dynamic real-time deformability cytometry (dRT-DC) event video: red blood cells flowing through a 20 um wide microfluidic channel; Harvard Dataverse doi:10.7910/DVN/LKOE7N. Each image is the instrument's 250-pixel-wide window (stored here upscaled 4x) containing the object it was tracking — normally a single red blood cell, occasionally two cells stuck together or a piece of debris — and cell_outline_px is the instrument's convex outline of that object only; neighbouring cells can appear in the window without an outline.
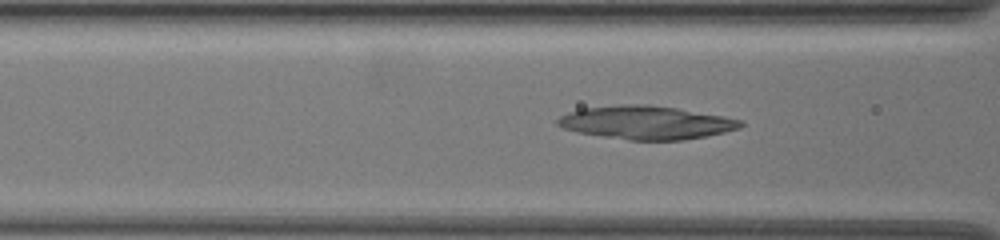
{"species": "common noctule bat (a hibernating species)", "species_latin": "Nyctalus noctula", "temperature_condition": "warm", "stored_images_in_passage": 38, "camera_frame_rate_fps": 3000, "um_per_image_px": 0.085, "animal": {"sex": "female", "body_mass_g": 19.5, "forearm_length_mm": 54.1}, "frame": {"image": 1, "passage_image": 7, "time_ms": 2.0, "image_size_px": [1000, 240], "cell_outline_px": [[744, 124], [740, 128], [724, 132], [684, 140], [628, 140], [576, 132], [564, 128], [556, 124], [556, 120], [560, 116], [568, 112], [584, 108], [620, 104], [648, 104], [676, 108], [724, 116], [744, 120]], "centroid_in_image_um": [54.93, 10.41], "position_along_channel_um": 111.7, "area_um2": 35.6}}
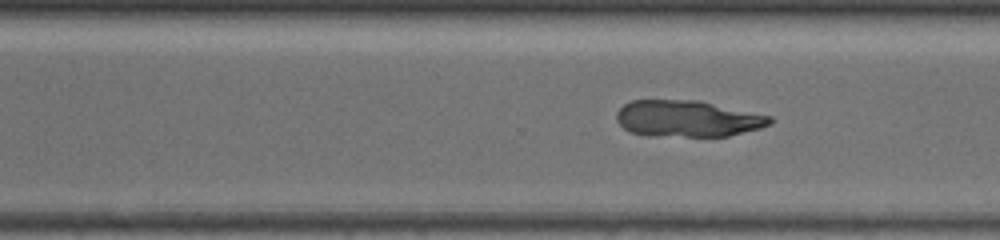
{"frame": {"image": 2, "passage_image": 23, "time_ms": 7.333, "image_size_px": [1000, 240], "cell_outline_px": [[772, 124], [760, 128], [728, 136], [648, 136], [628, 132], [616, 120], [616, 112], [624, 104], [632, 100], [700, 100], [772, 116]], "centroid_in_image_um": [58.43, 10.08], "position_along_channel_um": 312.2, "area_um2": 32.89}}
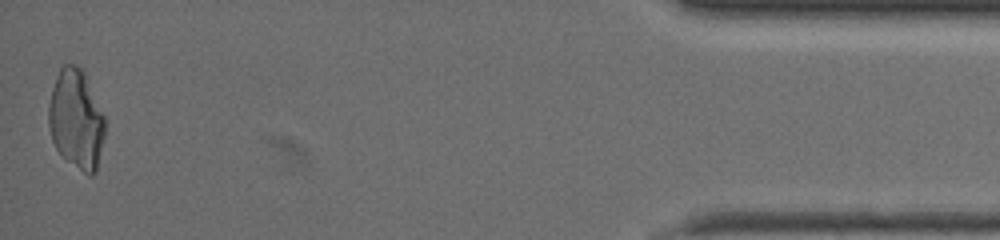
{"frame": {"image": 3, "passage_image": 38, "time_ms": 12.333, "image_size_px": [1000, 240], "cell_outline_px": [[104, 136], [96, 172], [92, 176], [88, 176], [68, 160], [56, 148], [52, 140], [48, 124], [48, 104], [52, 88], [56, 76], [60, 68], [64, 64], [76, 64], [84, 72], [104, 116]], "centroid_in_image_um": [6.46, 10.13], "position_along_channel_um": 428.7, "area_um2": 32.43}}